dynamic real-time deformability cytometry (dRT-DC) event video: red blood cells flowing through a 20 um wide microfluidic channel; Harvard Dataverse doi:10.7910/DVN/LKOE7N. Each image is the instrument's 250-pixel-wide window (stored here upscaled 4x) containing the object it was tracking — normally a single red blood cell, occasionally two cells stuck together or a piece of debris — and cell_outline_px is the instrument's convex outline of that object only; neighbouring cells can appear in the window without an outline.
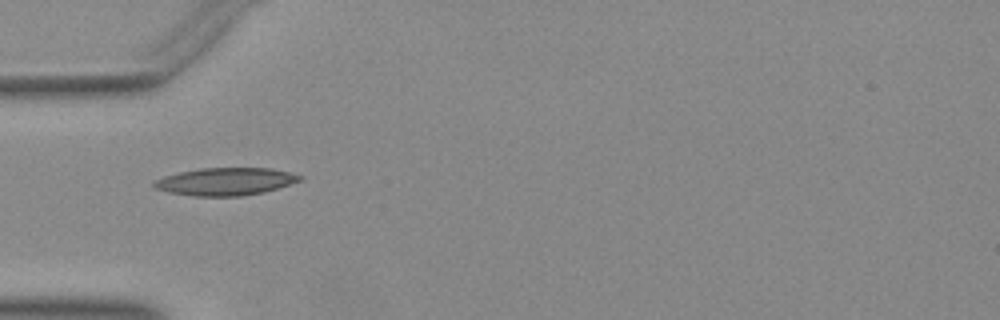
{"species": "Egyptian fruit bat (a non-hibernating species)", "species_latin": "Rousettus aegyptiacus", "temperature_condition": "warm", "stored_images_in_passage": 31, "camera_frame_rate_fps": 3000, "um_per_image_px": 0.085, "animal": {"sex": "female"}, "frame": {"image": 1, "passage_image": 1, "time_ms": 0.0, "image_size_px": [1000, 320], "cell_outline_px": [[304, 180], [264, 192], [240, 196], [192, 196], [168, 192], [156, 188], [152, 184], [152, 180], [164, 176], [180, 172], [200, 168], [272, 168], [304, 176]], "centroid_in_image_um": [19.17, 15.43], "position_along_channel_um": 65.8, "area_um2": 23.58}}
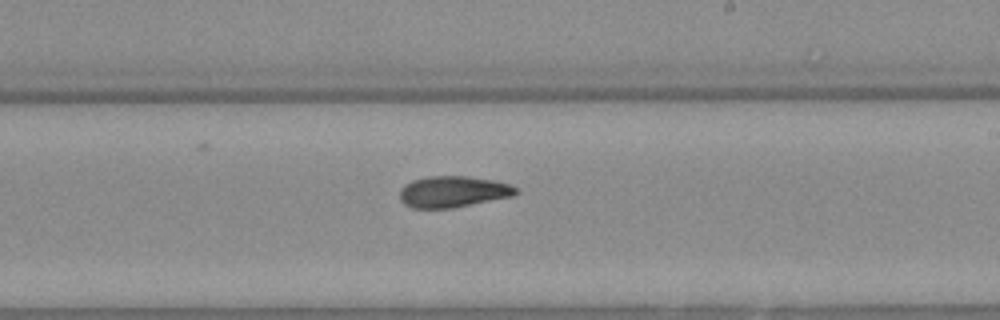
{"frame": {"image": 2, "passage_image": 15, "time_ms": 4.667, "image_size_px": [1000, 320], "cell_outline_px": [[520, 192], [512, 196], [452, 208], [412, 208], [404, 204], [400, 200], [400, 188], [412, 180], [428, 176], [468, 176], [492, 180], [508, 184], [520, 188]], "centroid_in_image_um": [38.51, 16.29], "position_along_channel_um": 250.5, "area_um2": 21.21}}
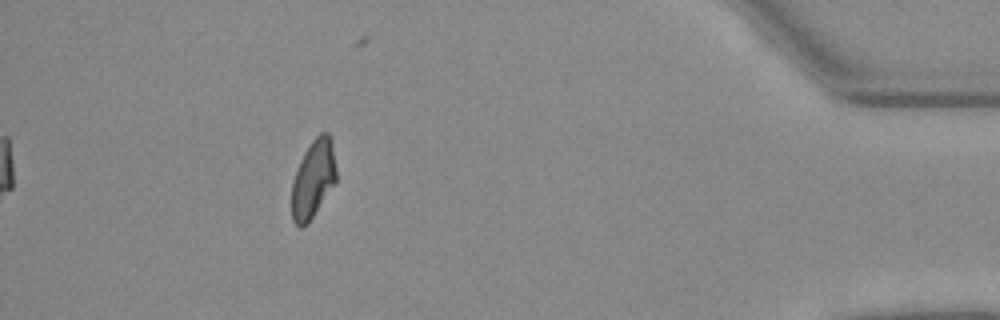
{"frame": {"image": 3, "passage_image": 31, "time_ms": 10.0, "image_size_px": [1000, 320], "cell_outline_px": [[336, 184], [308, 224], [300, 228], [292, 220], [292, 184], [300, 160], [304, 152], [312, 140], [320, 132], [328, 132], [332, 136], [336, 168]], "centroid_in_image_um": [26.65, 15.21], "position_along_channel_um": 408.5, "area_um2": 20.63}}